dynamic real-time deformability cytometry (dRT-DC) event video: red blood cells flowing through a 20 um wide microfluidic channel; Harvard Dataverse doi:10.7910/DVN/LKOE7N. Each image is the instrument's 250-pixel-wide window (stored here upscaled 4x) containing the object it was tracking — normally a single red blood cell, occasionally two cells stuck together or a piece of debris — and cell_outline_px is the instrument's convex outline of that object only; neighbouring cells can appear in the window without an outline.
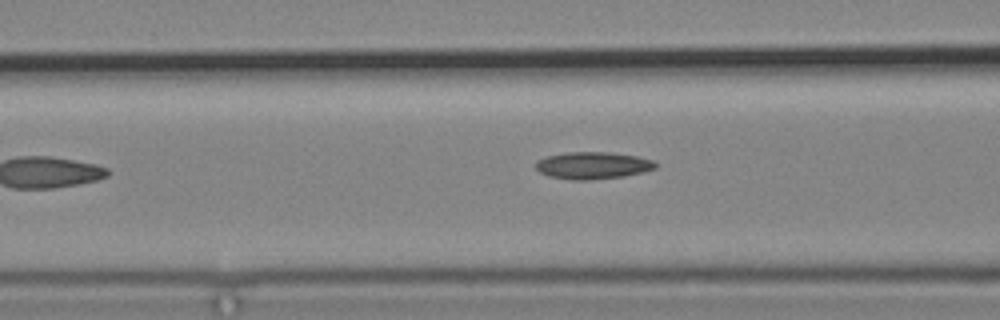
{"species": "common noctule bat (a hibernating species)", "species_latin": "Nyctalus noctula", "temperature_condition": "cold", "stored_images_in_passage": 8, "camera_frame_rate_fps": 3000, "um_per_image_px": 0.085, "animal": {"sex": "male", "body_mass_g": 19.2, "forearm_length_mm": 51.8}, "frame": {"image": 1, "passage_image": 6, "time_ms": 6.0, "image_size_px": [1000, 320], "cell_outline_px": [[656, 168], [644, 172], [624, 176], [592, 180], [572, 180], [548, 176], [540, 172], [536, 168], [536, 160], [544, 156], [568, 152], [608, 152], [636, 156], [656, 160]], "centroid_in_image_um": [50.38, 14.06], "position_along_channel_um": 116.2, "area_um2": 19.13}}
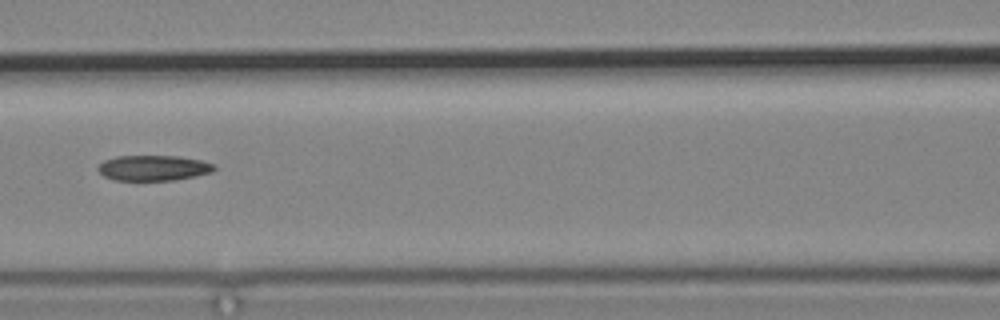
{"frame": {"image": 2, "passage_image": 7, "time_ms": 7.0, "image_size_px": [1000, 320], "cell_outline_px": [[216, 168], [212, 172], [196, 176], [172, 180], [112, 180], [104, 176], [96, 168], [104, 160], [116, 156], [180, 156], [200, 160], [216, 164]], "centroid_in_image_um": [13.05, 14.27], "position_along_channel_um": 153.6, "area_um2": 17.28}}
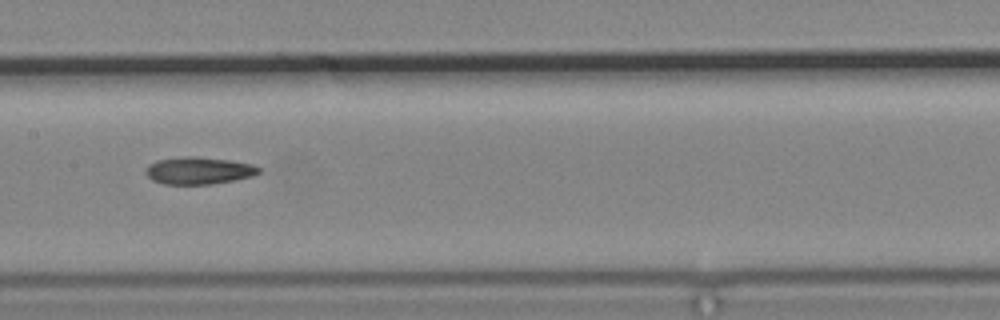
{"frame": {"image": 3, "passage_image": 8, "time_ms": 8.0, "image_size_px": [1000, 320], "cell_outline_px": [[260, 172], [252, 176], [212, 184], [164, 184], [152, 180], [144, 172], [148, 164], [156, 160], [184, 156], [196, 156], [232, 160], [252, 164], [260, 168]], "centroid_in_image_um": [16.86, 14.49], "position_along_channel_um": 190.5, "area_um2": 18.03}}